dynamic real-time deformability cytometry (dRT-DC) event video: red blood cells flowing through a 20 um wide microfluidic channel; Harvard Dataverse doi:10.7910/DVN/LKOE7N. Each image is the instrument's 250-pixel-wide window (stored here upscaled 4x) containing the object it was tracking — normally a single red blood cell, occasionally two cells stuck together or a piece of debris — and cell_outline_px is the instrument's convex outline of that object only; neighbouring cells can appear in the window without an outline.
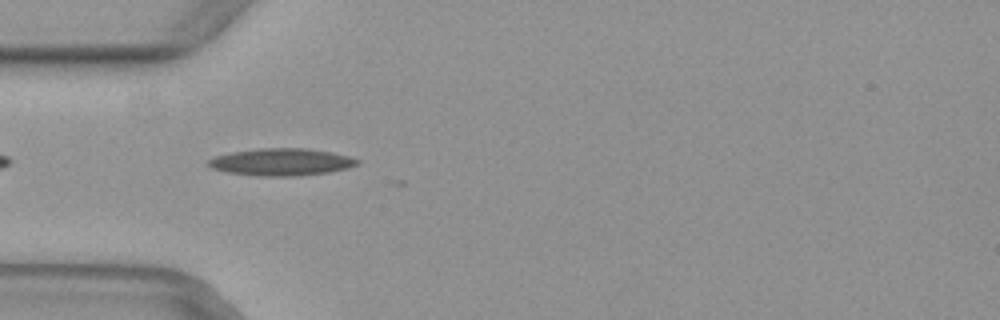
{"species": "common noctule bat (a hibernating species)", "species_latin": "Nyctalus noctula", "temperature_condition": "warm", "stored_images_in_passage": 9, "camera_frame_rate_fps": 3000, "um_per_image_px": 0.085, "animal": {"sex": "female", "body_mass_g": 29.2, "forearm_length_mm": 56.3}, "frame": {"image": 1, "passage_image": 3, "time_ms": 0.667, "image_size_px": [1000, 320], "cell_outline_px": [[360, 164], [348, 168], [328, 172], [300, 176], [256, 176], [228, 172], [212, 168], [208, 164], [208, 160], [216, 156], [232, 152], [260, 148], [308, 148], [332, 152], [348, 156], [360, 160]], "centroid_in_image_um": [23.96, 13.77], "position_along_channel_um": 61.0, "area_um2": 23.64}}
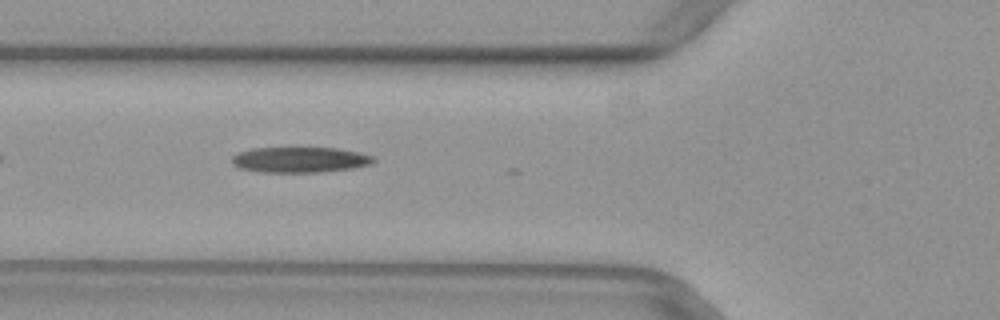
{"frame": {"image": 2, "passage_image": 6, "time_ms": 1.667, "image_size_px": [1000, 320], "cell_outline_px": [[376, 160], [372, 164], [352, 168], [320, 172], [256, 172], [240, 168], [232, 164], [232, 156], [240, 152], [252, 148], [336, 148], [360, 152], [372, 156]], "centroid_in_image_um": [25.49, 13.58], "position_along_channel_um": 100.3, "area_um2": 21.1}}